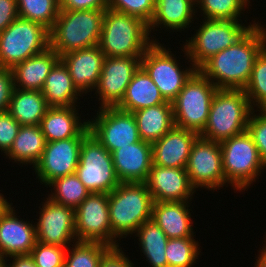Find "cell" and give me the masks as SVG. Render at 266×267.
I'll return each instance as SVG.
<instances>
[{
	"mask_svg": "<svg viewBox=\"0 0 266 267\" xmlns=\"http://www.w3.org/2000/svg\"><path fill=\"white\" fill-rule=\"evenodd\" d=\"M18 17L16 0H0V33Z\"/></svg>",
	"mask_w": 266,
	"mask_h": 267,
	"instance_id": "bcb514c9",
	"label": "cell"
},
{
	"mask_svg": "<svg viewBox=\"0 0 266 267\" xmlns=\"http://www.w3.org/2000/svg\"><path fill=\"white\" fill-rule=\"evenodd\" d=\"M46 143L39 125L21 126L6 156L16 163L19 162L22 165L29 163L34 167L41 158Z\"/></svg>",
	"mask_w": 266,
	"mask_h": 267,
	"instance_id": "4dcf8cb0",
	"label": "cell"
},
{
	"mask_svg": "<svg viewBox=\"0 0 266 267\" xmlns=\"http://www.w3.org/2000/svg\"><path fill=\"white\" fill-rule=\"evenodd\" d=\"M195 5L191 0H156L155 12L148 24L149 32L159 25L173 32L185 30L194 21Z\"/></svg>",
	"mask_w": 266,
	"mask_h": 267,
	"instance_id": "f1b7e54d",
	"label": "cell"
},
{
	"mask_svg": "<svg viewBox=\"0 0 266 267\" xmlns=\"http://www.w3.org/2000/svg\"><path fill=\"white\" fill-rule=\"evenodd\" d=\"M257 22L235 44L208 59L198 70L218 89H243L254 62L266 47V29Z\"/></svg>",
	"mask_w": 266,
	"mask_h": 267,
	"instance_id": "6da1fadb",
	"label": "cell"
},
{
	"mask_svg": "<svg viewBox=\"0 0 266 267\" xmlns=\"http://www.w3.org/2000/svg\"><path fill=\"white\" fill-rule=\"evenodd\" d=\"M257 110L260 112L259 115H256L254 110L252 111L246 130L251 135L260 157L266 165V110Z\"/></svg>",
	"mask_w": 266,
	"mask_h": 267,
	"instance_id": "60d3db41",
	"label": "cell"
},
{
	"mask_svg": "<svg viewBox=\"0 0 266 267\" xmlns=\"http://www.w3.org/2000/svg\"><path fill=\"white\" fill-rule=\"evenodd\" d=\"M73 244L72 249L66 250L64 267H99L103 256L112 248L102 242L76 241Z\"/></svg>",
	"mask_w": 266,
	"mask_h": 267,
	"instance_id": "836d02e7",
	"label": "cell"
},
{
	"mask_svg": "<svg viewBox=\"0 0 266 267\" xmlns=\"http://www.w3.org/2000/svg\"><path fill=\"white\" fill-rule=\"evenodd\" d=\"M191 185L216 190L225 186L220 142L200 136L193 142L185 167Z\"/></svg>",
	"mask_w": 266,
	"mask_h": 267,
	"instance_id": "5bb4252c",
	"label": "cell"
},
{
	"mask_svg": "<svg viewBox=\"0 0 266 267\" xmlns=\"http://www.w3.org/2000/svg\"><path fill=\"white\" fill-rule=\"evenodd\" d=\"M18 16L20 18L37 22L49 31L58 17L59 0H16Z\"/></svg>",
	"mask_w": 266,
	"mask_h": 267,
	"instance_id": "e575fe53",
	"label": "cell"
},
{
	"mask_svg": "<svg viewBox=\"0 0 266 267\" xmlns=\"http://www.w3.org/2000/svg\"><path fill=\"white\" fill-rule=\"evenodd\" d=\"M234 20H210L205 19L196 34L186 40L182 51L185 57L191 61V65L197 70L212 56L232 46L240 40L251 28Z\"/></svg>",
	"mask_w": 266,
	"mask_h": 267,
	"instance_id": "52a82bcc",
	"label": "cell"
},
{
	"mask_svg": "<svg viewBox=\"0 0 266 267\" xmlns=\"http://www.w3.org/2000/svg\"><path fill=\"white\" fill-rule=\"evenodd\" d=\"M8 200L0 193V214L10 205Z\"/></svg>",
	"mask_w": 266,
	"mask_h": 267,
	"instance_id": "681fc988",
	"label": "cell"
},
{
	"mask_svg": "<svg viewBox=\"0 0 266 267\" xmlns=\"http://www.w3.org/2000/svg\"><path fill=\"white\" fill-rule=\"evenodd\" d=\"M48 48L49 30L40 23L18 17L0 33V67L12 69Z\"/></svg>",
	"mask_w": 266,
	"mask_h": 267,
	"instance_id": "9c48e42d",
	"label": "cell"
},
{
	"mask_svg": "<svg viewBox=\"0 0 266 267\" xmlns=\"http://www.w3.org/2000/svg\"><path fill=\"white\" fill-rule=\"evenodd\" d=\"M132 113L140 139L151 144L161 139L175 125L172 102L169 101Z\"/></svg>",
	"mask_w": 266,
	"mask_h": 267,
	"instance_id": "484cf974",
	"label": "cell"
},
{
	"mask_svg": "<svg viewBox=\"0 0 266 267\" xmlns=\"http://www.w3.org/2000/svg\"><path fill=\"white\" fill-rule=\"evenodd\" d=\"M55 191L48 198L61 205L76 209L90 194L76 173L59 177L48 184Z\"/></svg>",
	"mask_w": 266,
	"mask_h": 267,
	"instance_id": "d6a6232c",
	"label": "cell"
},
{
	"mask_svg": "<svg viewBox=\"0 0 266 267\" xmlns=\"http://www.w3.org/2000/svg\"><path fill=\"white\" fill-rule=\"evenodd\" d=\"M105 9L60 10L49 31L50 48L60 57L66 53L97 46Z\"/></svg>",
	"mask_w": 266,
	"mask_h": 267,
	"instance_id": "3957f363",
	"label": "cell"
},
{
	"mask_svg": "<svg viewBox=\"0 0 266 267\" xmlns=\"http://www.w3.org/2000/svg\"><path fill=\"white\" fill-rule=\"evenodd\" d=\"M141 66V57H105L96 94L102 107H116L123 99L127 86Z\"/></svg>",
	"mask_w": 266,
	"mask_h": 267,
	"instance_id": "9a60e30c",
	"label": "cell"
},
{
	"mask_svg": "<svg viewBox=\"0 0 266 267\" xmlns=\"http://www.w3.org/2000/svg\"><path fill=\"white\" fill-rule=\"evenodd\" d=\"M10 258H13L12 263L7 264L5 261V267H36L30 255L11 256Z\"/></svg>",
	"mask_w": 266,
	"mask_h": 267,
	"instance_id": "7dc6e473",
	"label": "cell"
},
{
	"mask_svg": "<svg viewBox=\"0 0 266 267\" xmlns=\"http://www.w3.org/2000/svg\"><path fill=\"white\" fill-rule=\"evenodd\" d=\"M244 92L253 110L255 106L260 110H266V47L254 62L251 77Z\"/></svg>",
	"mask_w": 266,
	"mask_h": 267,
	"instance_id": "8d00e7d4",
	"label": "cell"
},
{
	"mask_svg": "<svg viewBox=\"0 0 266 267\" xmlns=\"http://www.w3.org/2000/svg\"><path fill=\"white\" fill-rule=\"evenodd\" d=\"M217 90L209 79L196 70L172 101L175 126L200 134L207 124L211 102Z\"/></svg>",
	"mask_w": 266,
	"mask_h": 267,
	"instance_id": "ba28073f",
	"label": "cell"
},
{
	"mask_svg": "<svg viewBox=\"0 0 266 267\" xmlns=\"http://www.w3.org/2000/svg\"><path fill=\"white\" fill-rule=\"evenodd\" d=\"M76 106L47 109L39 125L47 142L84 138L90 132L88 121H81Z\"/></svg>",
	"mask_w": 266,
	"mask_h": 267,
	"instance_id": "603a6c76",
	"label": "cell"
},
{
	"mask_svg": "<svg viewBox=\"0 0 266 267\" xmlns=\"http://www.w3.org/2000/svg\"><path fill=\"white\" fill-rule=\"evenodd\" d=\"M20 127L8 110L0 112V150L3 153L6 154L10 150Z\"/></svg>",
	"mask_w": 266,
	"mask_h": 267,
	"instance_id": "b9f144b4",
	"label": "cell"
},
{
	"mask_svg": "<svg viewBox=\"0 0 266 267\" xmlns=\"http://www.w3.org/2000/svg\"><path fill=\"white\" fill-rule=\"evenodd\" d=\"M108 0H59L60 10L107 9Z\"/></svg>",
	"mask_w": 266,
	"mask_h": 267,
	"instance_id": "ee69618b",
	"label": "cell"
},
{
	"mask_svg": "<svg viewBox=\"0 0 266 267\" xmlns=\"http://www.w3.org/2000/svg\"><path fill=\"white\" fill-rule=\"evenodd\" d=\"M199 134L173 126L161 139L152 143L153 165L185 168L193 142Z\"/></svg>",
	"mask_w": 266,
	"mask_h": 267,
	"instance_id": "44dd1931",
	"label": "cell"
},
{
	"mask_svg": "<svg viewBox=\"0 0 266 267\" xmlns=\"http://www.w3.org/2000/svg\"><path fill=\"white\" fill-rule=\"evenodd\" d=\"M13 89L12 69L0 67V112L9 109Z\"/></svg>",
	"mask_w": 266,
	"mask_h": 267,
	"instance_id": "7bdbcfd3",
	"label": "cell"
},
{
	"mask_svg": "<svg viewBox=\"0 0 266 267\" xmlns=\"http://www.w3.org/2000/svg\"><path fill=\"white\" fill-rule=\"evenodd\" d=\"M194 237L169 239L165 248L168 267H191L201 251Z\"/></svg>",
	"mask_w": 266,
	"mask_h": 267,
	"instance_id": "d590c367",
	"label": "cell"
},
{
	"mask_svg": "<svg viewBox=\"0 0 266 267\" xmlns=\"http://www.w3.org/2000/svg\"><path fill=\"white\" fill-rule=\"evenodd\" d=\"M11 205L0 214V254L6 262L7 257L30 255L37 243L35 225L19 220Z\"/></svg>",
	"mask_w": 266,
	"mask_h": 267,
	"instance_id": "d6986e66",
	"label": "cell"
},
{
	"mask_svg": "<svg viewBox=\"0 0 266 267\" xmlns=\"http://www.w3.org/2000/svg\"><path fill=\"white\" fill-rule=\"evenodd\" d=\"M153 202L144 182L120 183L108 194L112 233L119 239L135 234L144 222L152 219Z\"/></svg>",
	"mask_w": 266,
	"mask_h": 267,
	"instance_id": "277c9868",
	"label": "cell"
},
{
	"mask_svg": "<svg viewBox=\"0 0 266 267\" xmlns=\"http://www.w3.org/2000/svg\"><path fill=\"white\" fill-rule=\"evenodd\" d=\"M40 207V216L36 227L37 242L70 247L71 241H77L75 234V209L61 205L50 198Z\"/></svg>",
	"mask_w": 266,
	"mask_h": 267,
	"instance_id": "2e32d148",
	"label": "cell"
},
{
	"mask_svg": "<svg viewBox=\"0 0 266 267\" xmlns=\"http://www.w3.org/2000/svg\"><path fill=\"white\" fill-rule=\"evenodd\" d=\"M121 183L145 182L153 165L152 144L143 140L111 153Z\"/></svg>",
	"mask_w": 266,
	"mask_h": 267,
	"instance_id": "7402d4cb",
	"label": "cell"
},
{
	"mask_svg": "<svg viewBox=\"0 0 266 267\" xmlns=\"http://www.w3.org/2000/svg\"><path fill=\"white\" fill-rule=\"evenodd\" d=\"M59 60L60 55L48 48L45 52L15 65L12 68L14 87L21 90L41 91L46 77Z\"/></svg>",
	"mask_w": 266,
	"mask_h": 267,
	"instance_id": "d4e9b609",
	"label": "cell"
},
{
	"mask_svg": "<svg viewBox=\"0 0 266 267\" xmlns=\"http://www.w3.org/2000/svg\"><path fill=\"white\" fill-rule=\"evenodd\" d=\"M165 102L159 88L140 66L127 86L123 99L116 107L126 112H134Z\"/></svg>",
	"mask_w": 266,
	"mask_h": 267,
	"instance_id": "4316f807",
	"label": "cell"
},
{
	"mask_svg": "<svg viewBox=\"0 0 266 267\" xmlns=\"http://www.w3.org/2000/svg\"><path fill=\"white\" fill-rule=\"evenodd\" d=\"M67 248L37 242L31 250L36 267H64Z\"/></svg>",
	"mask_w": 266,
	"mask_h": 267,
	"instance_id": "ab89813d",
	"label": "cell"
},
{
	"mask_svg": "<svg viewBox=\"0 0 266 267\" xmlns=\"http://www.w3.org/2000/svg\"><path fill=\"white\" fill-rule=\"evenodd\" d=\"M49 108L41 91L13 89L9 113L21 125H40Z\"/></svg>",
	"mask_w": 266,
	"mask_h": 267,
	"instance_id": "f546056e",
	"label": "cell"
},
{
	"mask_svg": "<svg viewBox=\"0 0 266 267\" xmlns=\"http://www.w3.org/2000/svg\"><path fill=\"white\" fill-rule=\"evenodd\" d=\"M148 23L143 19L105 9L98 46L105 57H142L153 43Z\"/></svg>",
	"mask_w": 266,
	"mask_h": 267,
	"instance_id": "7a4b0ae2",
	"label": "cell"
},
{
	"mask_svg": "<svg viewBox=\"0 0 266 267\" xmlns=\"http://www.w3.org/2000/svg\"><path fill=\"white\" fill-rule=\"evenodd\" d=\"M60 59L67 66L73 84L80 93L86 94L95 89L105 59L98 45L66 53Z\"/></svg>",
	"mask_w": 266,
	"mask_h": 267,
	"instance_id": "ffe728a7",
	"label": "cell"
},
{
	"mask_svg": "<svg viewBox=\"0 0 266 267\" xmlns=\"http://www.w3.org/2000/svg\"><path fill=\"white\" fill-rule=\"evenodd\" d=\"M155 5L156 0H108L107 8L139 17L149 24Z\"/></svg>",
	"mask_w": 266,
	"mask_h": 267,
	"instance_id": "f35d334b",
	"label": "cell"
},
{
	"mask_svg": "<svg viewBox=\"0 0 266 267\" xmlns=\"http://www.w3.org/2000/svg\"><path fill=\"white\" fill-rule=\"evenodd\" d=\"M189 201L153 202L152 220L169 239L194 237Z\"/></svg>",
	"mask_w": 266,
	"mask_h": 267,
	"instance_id": "cb8c5ba5",
	"label": "cell"
},
{
	"mask_svg": "<svg viewBox=\"0 0 266 267\" xmlns=\"http://www.w3.org/2000/svg\"><path fill=\"white\" fill-rule=\"evenodd\" d=\"M76 174L90 193L109 194L121 183L111 153L90 132L83 139Z\"/></svg>",
	"mask_w": 266,
	"mask_h": 267,
	"instance_id": "30bf717a",
	"label": "cell"
},
{
	"mask_svg": "<svg viewBox=\"0 0 266 267\" xmlns=\"http://www.w3.org/2000/svg\"><path fill=\"white\" fill-rule=\"evenodd\" d=\"M135 233L139 237V247L151 267H168L165 248L169 238L154 220L144 222Z\"/></svg>",
	"mask_w": 266,
	"mask_h": 267,
	"instance_id": "1f68e13d",
	"label": "cell"
},
{
	"mask_svg": "<svg viewBox=\"0 0 266 267\" xmlns=\"http://www.w3.org/2000/svg\"><path fill=\"white\" fill-rule=\"evenodd\" d=\"M144 183L154 202L192 201L196 190L185 168L152 165Z\"/></svg>",
	"mask_w": 266,
	"mask_h": 267,
	"instance_id": "ac0fdd59",
	"label": "cell"
},
{
	"mask_svg": "<svg viewBox=\"0 0 266 267\" xmlns=\"http://www.w3.org/2000/svg\"><path fill=\"white\" fill-rule=\"evenodd\" d=\"M96 117L88 120L90 133L110 152L139 142L135 117L117 107H98Z\"/></svg>",
	"mask_w": 266,
	"mask_h": 267,
	"instance_id": "4fadbf2b",
	"label": "cell"
},
{
	"mask_svg": "<svg viewBox=\"0 0 266 267\" xmlns=\"http://www.w3.org/2000/svg\"><path fill=\"white\" fill-rule=\"evenodd\" d=\"M266 245V244H265ZM259 256L256 259L255 267H266V246L262 247Z\"/></svg>",
	"mask_w": 266,
	"mask_h": 267,
	"instance_id": "c3c4849f",
	"label": "cell"
},
{
	"mask_svg": "<svg viewBox=\"0 0 266 267\" xmlns=\"http://www.w3.org/2000/svg\"><path fill=\"white\" fill-rule=\"evenodd\" d=\"M0 267H5V258L0 254Z\"/></svg>",
	"mask_w": 266,
	"mask_h": 267,
	"instance_id": "f907efd6",
	"label": "cell"
},
{
	"mask_svg": "<svg viewBox=\"0 0 266 267\" xmlns=\"http://www.w3.org/2000/svg\"><path fill=\"white\" fill-rule=\"evenodd\" d=\"M75 234L77 241L119 247L117 237L112 233L107 193H90L75 209Z\"/></svg>",
	"mask_w": 266,
	"mask_h": 267,
	"instance_id": "7c38bea8",
	"label": "cell"
},
{
	"mask_svg": "<svg viewBox=\"0 0 266 267\" xmlns=\"http://www.w3.org/2000/svg\"><path fill=\"white\" fill-rule=\"evenodd\" d=\"M220 144L225 184L237 191L248 189L266 169L251 135L246 130Z\"/></svg>",
	"mask_w": 266,
	"mask_h": 267,
	"instance_id": "8992f818",
	"label": "cell"
},
{
	"mask_svg": "<svg viewBox=\"0 0 266 267\" xmlns=\"http://www.w3.org/2000/svg\"><path fill=\"white\" fill-rule=\"evenodd\" d=\"M249 3V0H200L197 5L204 19L240 21V14Z\"/></svg>",
	"mask_w": 266,
	"mask_h": 267,
	"instance_id": "74e56055",
	"label": "cell"
},
{
	"mask_svg": "<svg viewBox=\"0 0 266 267\" xmlns=\"http://www.w3.org/2000/svg\"><path fill=\"white\" fill-rule=\"evenodd\" d=\"M194 4H196V7H198L197 6V3L200 1V0H191Z\"/></svg>",
	"mask_w": 266,
	"mask_h": 267,
	"instance_id": "816d5d0a",
	"label": "cell"
},
{
	"mask_svg": "<svg viewBox=\"0 0 266 267\" xmlns=\"http://www.w3.org/2000/svg\"><path fill=\"white\" fill-rule=\"evenodd\" d=\"M253 108L243 89H218L200 137L221 142L247 129Z\"/></svg>",
	"mask_w": 266,
	"mask_h": 267,
	"instance_id": "5b68a950",
	"label": "cell"
},
{
	"mask_svg": "<svg viewBox=\"0 0 266 267\" xmlns=\"http://www.w3.org/2000/svg\"><path fill=\"white\" fill-rule=\"evenodd\" d=\"M84 138L47 142L41 158L33 167L36 178L46 186L53 180L76 173Z\"/></svg>",
	"mask_w": 266,
	"mask_h": 267,
	"instance_id": "e0dca14e",
	"label": "cell"
},
{
	"mask_svg": "<svg viewBox=\"0 0 266 267\" xmlns=\"http://www.w3.org/2000/svg\"><path fill=\"white\" fill-rule=\"evenodd\" d=\"M41 92L49 107L75 106L78 96H81L61 59L49 72Z\"/></svg>",
	"mask_w": 266,
	"mask_h": 267,
	"instance_id": "83f0119b",
	"label": "cell"
},
{
	"mask_svg": "<svg viewBox=\"0 0 266 267\" xmlns=\"http://www.w3.org/2000/svg\"><path fill=\"white\" fill-rule=\"evenodd\" d=\"M99 267H134L120 247H112L102 258Z\"/></svg>",
	"mask_w": 266,
	"mask_h": 267,
	"instance_id": "f6af8a7d",
	"label": "cell"
},
{
	"mask_svg": "<svg viewBox=\"0 0 266 267\" xmlns=\"http://www.w3.org/2000/svg\"><path fill=\"white\" fill-rule=\"evenodd\" d=\"M157 41L153 42L141 57V67L159 88L164 99L172 102L197 69L190 66L181 70L175 55Z\"/></svg>",
	"mask_w": 266,
	"mask_h": 267,
	"instance_id": "8fae6325",
	"label": "cell"
}]
</instances>
